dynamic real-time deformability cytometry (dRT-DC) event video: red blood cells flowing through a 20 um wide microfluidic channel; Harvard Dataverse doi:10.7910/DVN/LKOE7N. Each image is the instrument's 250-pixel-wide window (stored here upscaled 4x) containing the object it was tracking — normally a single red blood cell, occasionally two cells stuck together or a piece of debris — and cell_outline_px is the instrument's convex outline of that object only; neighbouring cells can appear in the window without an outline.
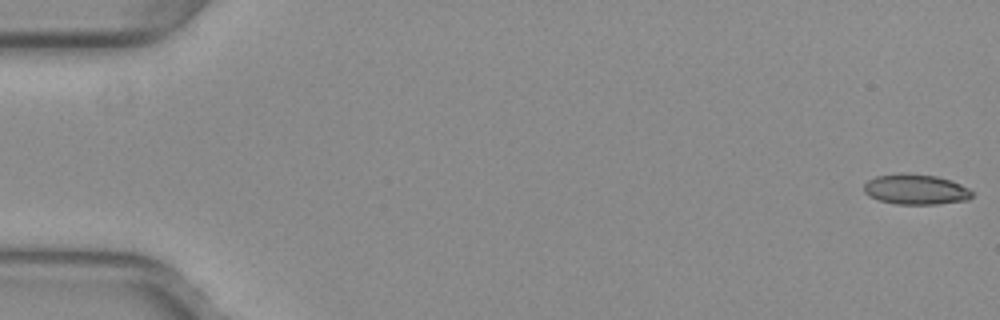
{"species": "common noctule bat (a hibernating species)", "species_latin": "Nyctalus noctula", "temperature_condition": "warm", "stored_images_in_passage": 54, "camera_frame_rate_fps": 3000, "um_per_image_px": 0.085, "animal": {"sex": "female", "body_mass_g": 29.2, "forearm_length_mm": 56.3}, "frame": {"image": 1, "passage_image": 1, "time_ms": 0.0, "image_size_px": [1000, 320], "cell_outline_px": [[972, 196], [968, 200], [936, 204], [896, 204], [880, 200], [868, 196], [864, 192], [864, 184], [868, 180], [876, 176], [896, 172], [908, 172], [936, 176], [952, 180], [968, 188], [972, 192]], "centroid_in_image_um": [77.82, 16.08], "position_along_channel_um": 7.2, "area_um2": 19.36}}
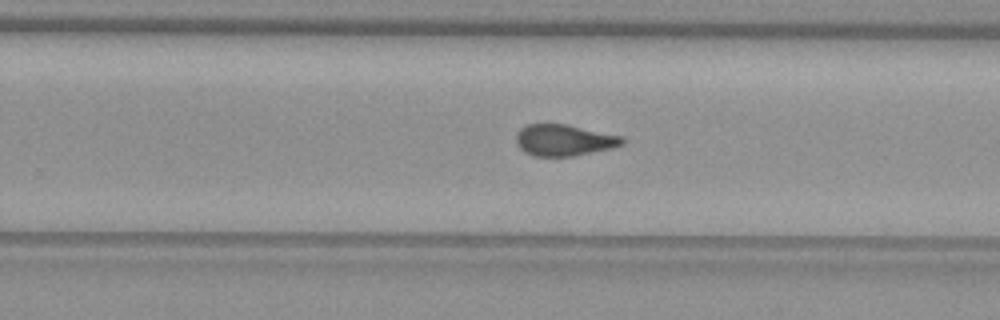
{"frame": {"image": 2, "passage_image": 34, "time_ms": 11.0, "image_size_px": [1000, 320], "cell_outline_px": [[624, 144], [612, 148], [572, 156], [532, 156], [524, 152], [516, 144], [516, 132], [520, 128], [528, 124], [564, 124], [624, 136]], "centroid_in_image_um": [47.92, 11.91], "position_along_channel_um": 281.9, "area_um2": 19.48}}
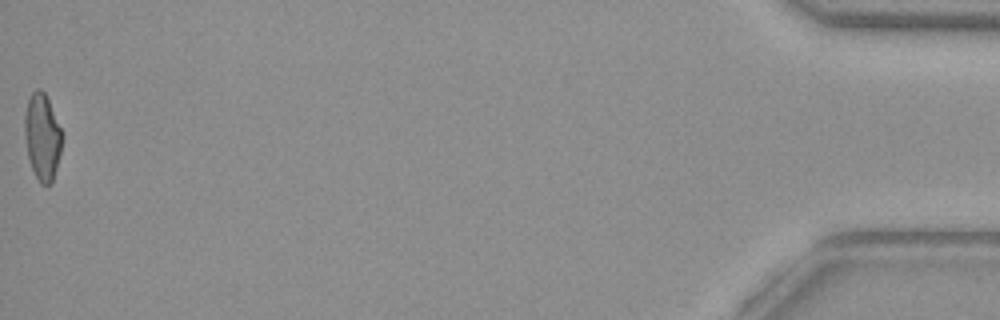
{"frame": {"image": 3, "passage_image": 53, "time_ms": 17.333, "image_size_px": [1000, 320], "cell_outline_px": [[60, 152], [52, 184], [40, 184], [32, 168], [28, 156], [24, 132], [24, 116], [28, 100], [32, 92], [36, 88], [40, 88], [44, 92], [48, 100], [60, 128]], "centroid_in_image_um": [3.56, 11.62], "position_along_channel_um": 431.6, "area_um2": 18.38}}